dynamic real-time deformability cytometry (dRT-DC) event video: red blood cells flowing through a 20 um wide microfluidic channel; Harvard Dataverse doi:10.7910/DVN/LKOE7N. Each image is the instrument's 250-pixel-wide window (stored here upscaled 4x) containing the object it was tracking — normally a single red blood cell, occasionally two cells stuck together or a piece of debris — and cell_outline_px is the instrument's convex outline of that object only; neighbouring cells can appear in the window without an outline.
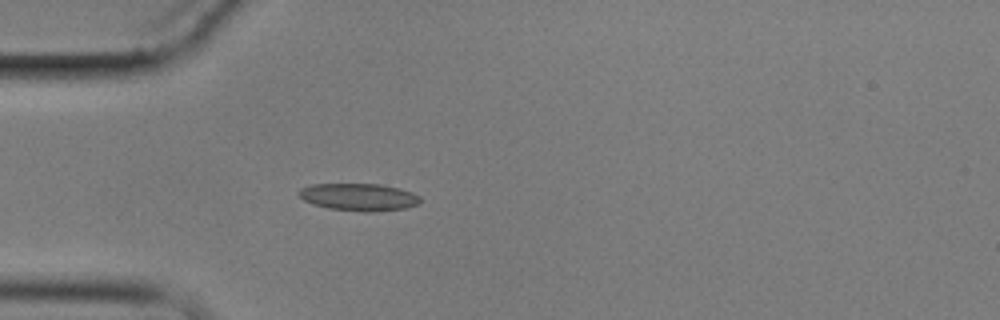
{"species": "common noctule bat (a hibernating species)", "species_latin": "Nyctalus noctula", "temperature_condition": "cold", "stored_images_in_passage": 4, "camera_frame_rate_fps": 3000, "um_per_image_px": 0.085, "animal": {"sex": "male", "body_mass_g": 17.9}, "frame": {"image": 1, "passage_image": 4, "time_ms": 3.667, "image_size_px": [1000, 320], "cell_outline_px": [[420, 204], [404, 208], [372, 212], [364, 212], [328, 208], [312, 204], [304, 200], [296, 192], [300, 188], [312, 184], [380, 184], [400, 188], [412, 192], [420, 196]], "centroid_in_image_um": [30.5, 16.74], "position_along_channel_um": 54.5, "area_um2": 19.48}}